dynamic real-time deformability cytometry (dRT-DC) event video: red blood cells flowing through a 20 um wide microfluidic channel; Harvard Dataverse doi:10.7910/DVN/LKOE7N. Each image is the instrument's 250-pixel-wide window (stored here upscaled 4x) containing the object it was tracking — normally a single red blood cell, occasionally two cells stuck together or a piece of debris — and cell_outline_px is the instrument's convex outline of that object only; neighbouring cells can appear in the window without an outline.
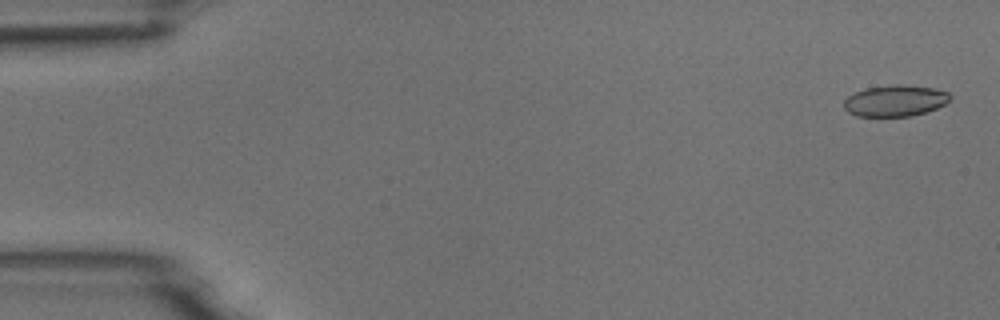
{"species": "common noctule bat (a hibernating species)", "species_latin": "Nyctalus noctula", "temperature_condition": "room temperature", "stored_images_in_passage": 5, "camera_frame_rate_fps": 3000, "um_per_image_px": 0.085, "animal": {"sex": "male", "body_mass_g": 18.8}, "frame": {"image": 1, "passage_image": 1, "time_ms": 0.0, "image_size_px": [1000, 320], "cell_outline_px": [[952, 100], [936, 108], [912, 116], [856, 116], [848, 112], [844, 108], [844, 100], [848, 96], [864, 88], [892, 84], [904, 84], [932, 88], [948, 92], [952, 96]], "centroid_in_image_um": [76.09, 8.55], "position_along_channel_um": 8.9, "area_um2": 19.48}}
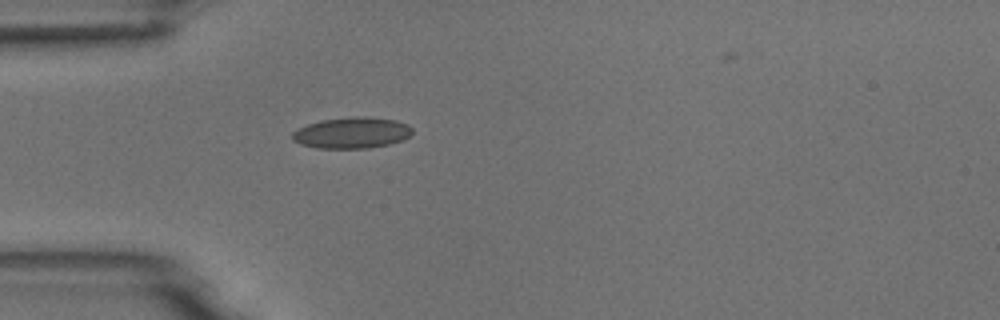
{"frame": {"image": 2, "passage_image": 5, "time_ms": 1.333, "image_size_px": [1000, 320], "cell_outline_px": [[412, 132], [404, 140], [388, 144], [368, 148], [316, 148], [300, 144], [292, 140], [292, 132], [308, 124], [320, 120], [352, 116], [364, 116], [396, 120], [408, 124], [412, 128]], "centroid_in_image_um": [29.91, 11.28], "position_along_channel_um": 55.1, "area_um2": 21.85}}